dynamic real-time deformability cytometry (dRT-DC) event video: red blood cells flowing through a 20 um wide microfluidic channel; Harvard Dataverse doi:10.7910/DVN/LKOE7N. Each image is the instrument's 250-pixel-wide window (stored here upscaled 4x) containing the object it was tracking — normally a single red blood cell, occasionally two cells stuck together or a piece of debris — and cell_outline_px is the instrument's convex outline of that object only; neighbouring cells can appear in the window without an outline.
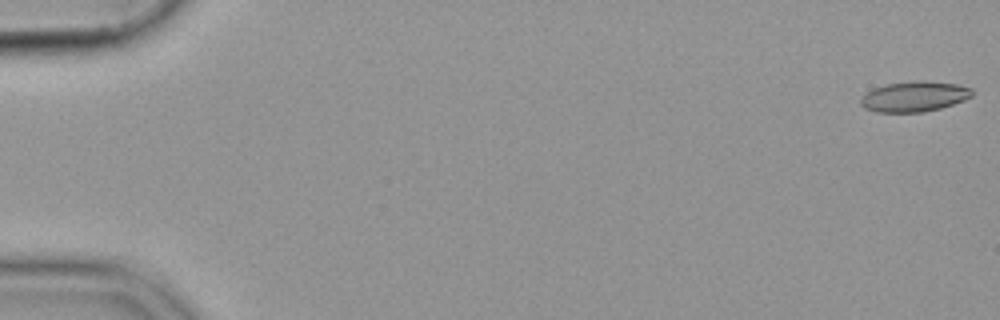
{"species": "common noctule bat (a hibernating species)", "species_latin": "Nyctalus noctula", "temperature_condition": "cold", "stored_images_in_passage": 56, "camera_frame_rate_fps": 3000, "um_per_image_px": 0.085, "animal": {"sex": "female", "body_mass_g": 19.9}, "frame": {"image": 1, "passage_image": 1, "time_ms": 0.0, "image_size_px": [1000, 320], "cell_outline_px": [[972, 96], [964, 100], [940, 108], [924, 112], [876, 112], [864, 108], [860, 104], [860, 100], [868, 92], [876, 88], [888, 84], [916, 80], [924, 80], [956, 84], [972, 88]], "centroid_in_image_um": [77.73, 8.2], "position_along_channel_um": 7.3, "area_um2": 19.54}}
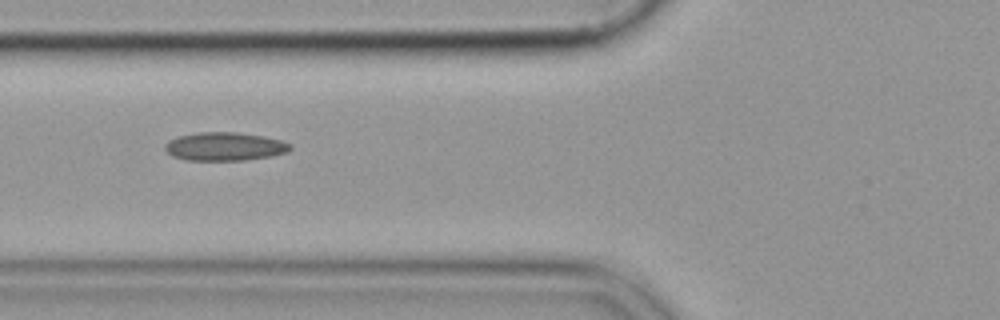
{"frame": {"image": 2, "passage_image": 22, "time_ms": 7.0, "image_size_px": [1000, 320], "cell_outline_px": [[292, 148], [288, 152], [272, 156], [244, 160], [188, 160], [172, 156], [164, 148], [164, 144], [168, 140], [176, 136], [196, 132], [236, 132], [264, 136], [280, 140], [292, 144]], "centroid_in_image_um": [19.09, 12.44], "position_along_channel_um": 106.7, "area_um2": 20.92}}
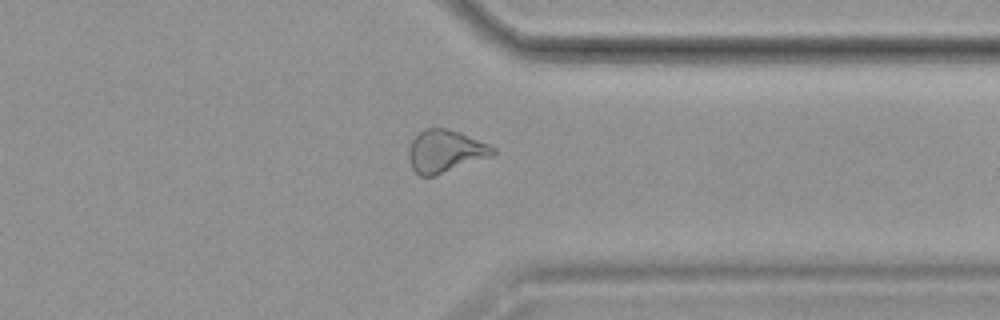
{"frame": {"image": 3, "passage_image": 44, "time_ms": 14.333, "image_size_px": [1000, 320], "cell_outline_px": [[496, 152], [492, 156], [436, 176], [420, 176], [412, 168], [408, 160], [408, 148], [412, 140], [424, 128], [448, 128], [460, 132], [488, 144], [496, 148]], "centroid_in_image_um": [37.84, 12.86], "position_along_channel_um": 373.6, "area_um2": 21.04}}